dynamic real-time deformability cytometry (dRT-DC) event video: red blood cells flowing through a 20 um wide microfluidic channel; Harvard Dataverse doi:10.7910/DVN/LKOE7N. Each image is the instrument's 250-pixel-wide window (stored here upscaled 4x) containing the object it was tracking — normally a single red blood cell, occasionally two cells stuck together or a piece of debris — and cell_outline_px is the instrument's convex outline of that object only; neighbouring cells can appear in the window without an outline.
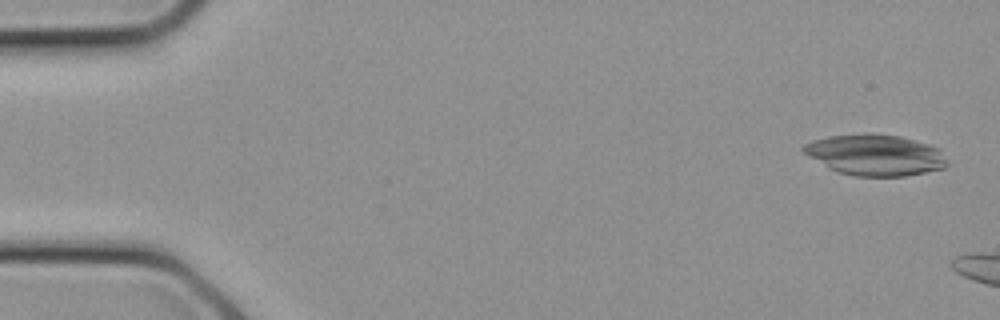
{"species": "common noctule bat (a hibernating species)", "species_latin": "Nyctalus noctula", "temperature_condition": "cold", "stored_images_in_passage": 3, "camera_frame_rate_fps": 3000, "um_per_image_px": 0.085, "animal": {"sex": "female", "body_mass_g": 21.9}, "frame": {"image": 1, "passage_image": 1, "time_ms": 0.0, "image_size_px": [1000, 320], "cell_outline_px": [[948, 164], [944, 168], [904, 176], [856, 176], [840, 172], [828, 168], [800, 152], [800, 148], [804, 144], [828, 136], [864, 132], [872, 132], [900, 136], [928, 144], [940, 148]], "centroid_in_image_um": [74.36, 13.15], "position_along_channel_um": 10.6, "area_um2": 34.68}}